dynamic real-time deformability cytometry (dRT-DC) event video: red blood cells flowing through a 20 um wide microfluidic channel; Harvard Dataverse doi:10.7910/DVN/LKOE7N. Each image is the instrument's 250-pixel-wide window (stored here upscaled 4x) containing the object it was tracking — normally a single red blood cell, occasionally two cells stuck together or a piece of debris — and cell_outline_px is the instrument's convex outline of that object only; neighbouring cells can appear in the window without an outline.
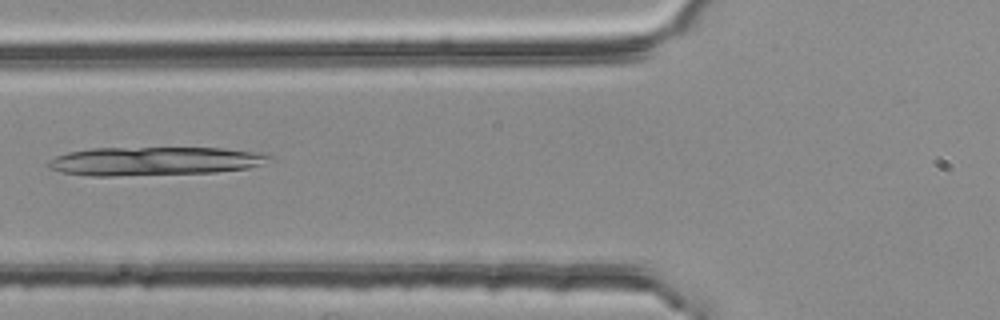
{"species": "common noctule bat (a hibernating species)", "species_latin": "Nyctalus noctula", "temperature_condition": "room temperature", "stored_images_in_passage": 4, "camera_frame_rate_fps": 3000, "um_per_image_px": 0.085, "animal": {"sex": "female", "body_mass_g": 25.1}, "frame": {"image": 1, "passage_image": 4, "time_ms": 1.0, "image_size_px": [1000, 320], "cell_outline_px": [[272, 156], [264, 164], [248, 168], [216, 172], [116, 176], [92, 176], [60, 172], [48, 168], [44, 164], [48, 160], [56, 156], [68, 152], [92, 148], [224, 148], [268, 152]], "centroid_in_image_um": [13.15, 13.69], "position_along_channel_um": 112.7, "area_um2": 37.28}}